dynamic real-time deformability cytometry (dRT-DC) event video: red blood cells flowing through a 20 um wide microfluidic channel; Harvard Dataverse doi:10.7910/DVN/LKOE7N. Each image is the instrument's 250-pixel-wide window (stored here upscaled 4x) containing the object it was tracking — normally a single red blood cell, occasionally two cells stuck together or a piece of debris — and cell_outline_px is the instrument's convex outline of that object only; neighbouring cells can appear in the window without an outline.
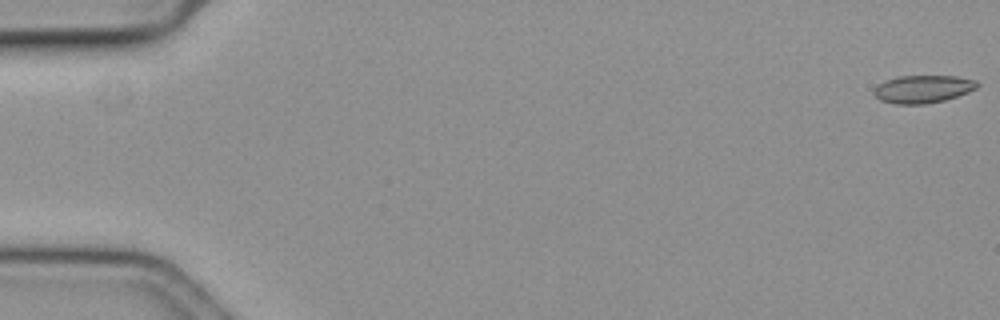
{"species": "common noctule bat (a hibernating species)", "species_latin": "Nyctalus noctula", "temperature_condition": "cold", "stored_images_in_passage": 13, "camera_frame_rate_fps": 3000, "um_per_image_px": 0.085, "animal": {"sex": "female", "body_mass_g": 19.3, "forearm_length_mm": 54.1}, "frame": {"image": 1, "passage_image": 1, "time_ms": 0.0, "image_size_px": [1000, 320], "cell_outline_px": [[980, 84], [976, 88], [968, 92], [944, 100], [924, 104], [896, 104], [880, 100], [872, 92], [884, 80], [896, 76], [956, 76], [976, 80]], "centroid_in_image_um": [78.45, 7.56], "position_along_channel_um": 6.6, "area_um2": 16.65}}